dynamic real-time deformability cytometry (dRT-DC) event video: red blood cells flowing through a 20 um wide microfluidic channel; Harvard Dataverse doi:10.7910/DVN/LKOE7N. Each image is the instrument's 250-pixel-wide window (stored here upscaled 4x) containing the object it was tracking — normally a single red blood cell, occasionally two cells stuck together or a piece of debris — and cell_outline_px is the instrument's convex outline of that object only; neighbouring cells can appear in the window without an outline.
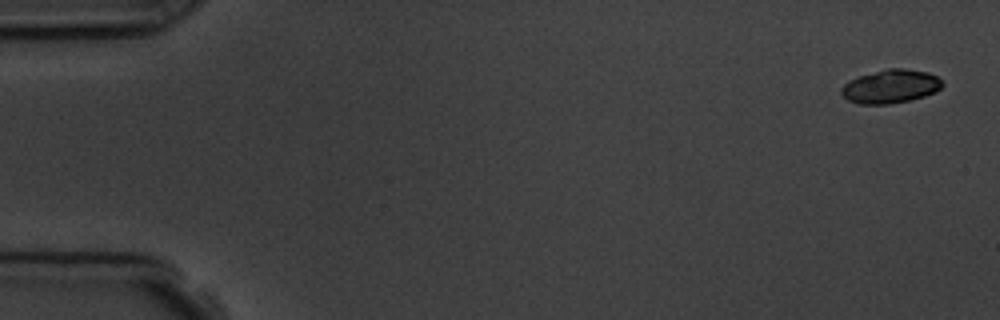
{"species": "common noctule bat (a hibernating species)", "species_latin": "Nyctalus noctula", "temperature_condition": "room temperature", "stored_images_in_passage": 5, "camera_frame_rate_fps": 3000, "um_per_image_px": 0.085, "animal": {"sex": "male", "body_mass_g": 19.5, "forearm_length_mm": 54.6}, "frame": {"image": 1, "passage_image": 1, "time_ms": 0.0, "image_size_px": [1000, 320], "cell_outline_px": [[944, 84], [936, 92], [924, 96], [908, 100], [888, 104], [860, 104], [848, 100], [840, 92], [840, 88], [848, 80], [860, 76], [888, 68], [904, 68], [928, 72], [936, 76]], "centroid_in_image_um": [75.69, 7.34], "position_along_channel_um": 9.3, "area_um2": 19.65}}
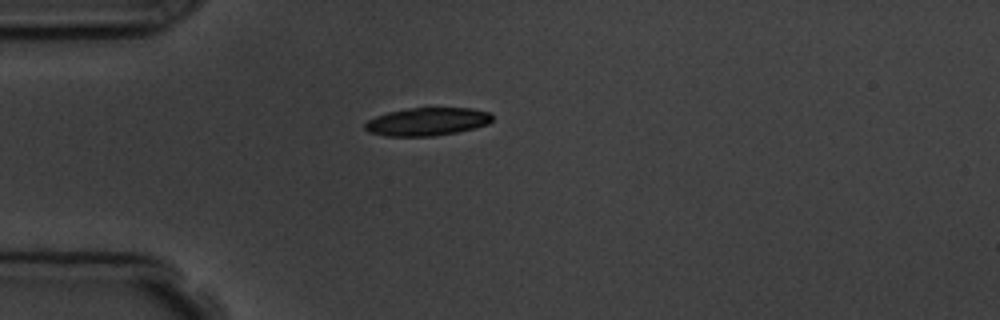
{"frame": {"image": 2, "passage_image": 4, "time_ms": 4.333, "image_size_px": [1000, 320], "cell_outline_px": [[492, 120], [488, 124], [456, 132], [432, 136], [384, 136], [368, 132], [364, 128], [364, 124], [368, 120], [376, 116], [388, 112], [408, 108], [472, 108], [488, 112], [492, 116]], "centroid_in_image_um": [36.27, 10.34], "position_along_channel_um": 48.7, "area_um2": 20.69}}